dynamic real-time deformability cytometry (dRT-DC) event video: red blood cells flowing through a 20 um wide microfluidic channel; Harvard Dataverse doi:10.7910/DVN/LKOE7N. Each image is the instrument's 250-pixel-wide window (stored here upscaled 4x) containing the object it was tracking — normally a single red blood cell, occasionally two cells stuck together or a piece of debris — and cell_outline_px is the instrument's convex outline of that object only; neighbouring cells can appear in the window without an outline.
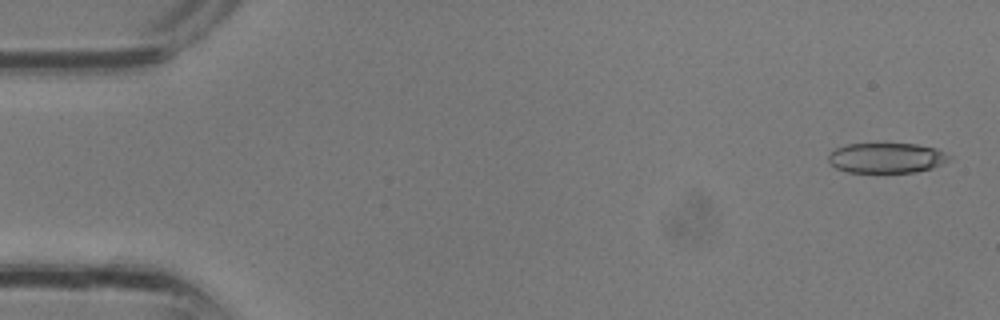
{"species": "common noctule bat (a hibernating species)", "species_latin": "Nyctalus noctula", "temperature_condition": "room temperature", "stored_images_in_passage": 3, "camera_frame_rate_fps": 3000, "um_per_image_px": 0.085, "animal": {"sex": "male", "body_mass_g": 13.3}, "frame": {"image": 1, "passage_image": 1, "time_ms": 0.0, "image_size_px": [1000, 320], "cell_outline_px": [[952, 156], [948, 160], [932, 168], [916, 172], [848, 172], [836, 168], [828, 160], [828, 156], [836, 148], [848, 144], [916, 144], [936, 148]], "centroid_in_image_um": [75.36, 13.42], "position_along_channel_um": 9.6, "area_um2": 21.04}}
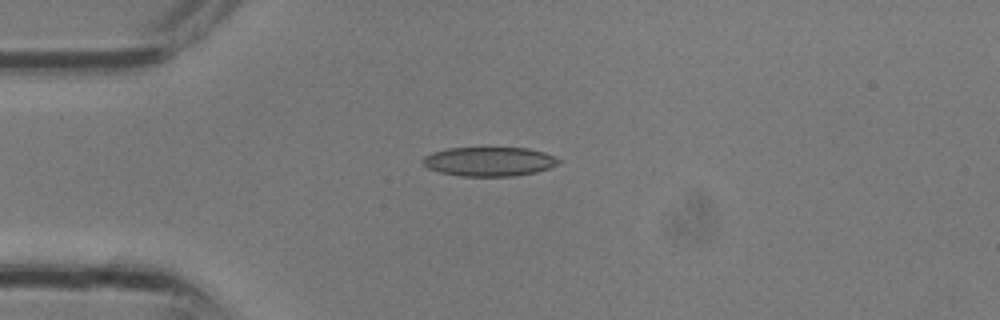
{"frame": {"image": 2, "passage_image": 3, "time_ms": 0.667, "image_size_px": [1000, 320], "cell_outline_px": [[560, 160], [556, 164], [548, 168], [536, 172], [512, 176], [460, 176], [440, 172], [428, 168], [420, 160], [424, 156], [432, 152], [448, 148], [528, 148], [544, 152]], "centroid_in_image_um": [41.53, 13.73], "position_along_channel_um": 43.5, "area_um2": 22.95}}